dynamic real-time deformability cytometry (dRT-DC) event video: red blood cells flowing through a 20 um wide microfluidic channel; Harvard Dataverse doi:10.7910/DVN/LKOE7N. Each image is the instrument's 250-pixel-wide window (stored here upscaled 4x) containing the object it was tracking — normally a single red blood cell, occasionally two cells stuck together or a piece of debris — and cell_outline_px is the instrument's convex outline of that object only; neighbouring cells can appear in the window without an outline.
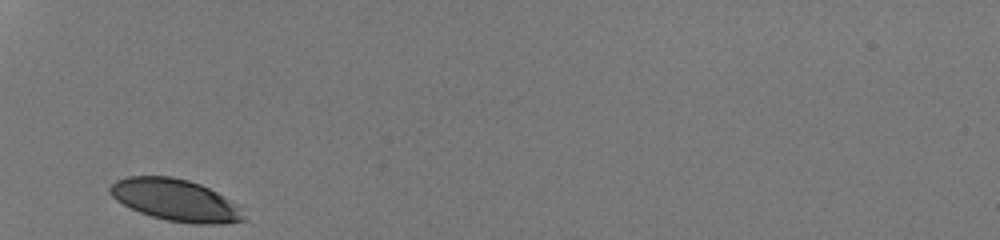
{"species": "human", "species_latin": "Homo sapiens", "temperature_condition": "room temperature", "stored_images_in_passage": 25, "camera_frame_rate_fps": 3000, "um_per_image_px": 0.085, "donor": {"sex": "male"}, "frame": {"image": 1, "passage_image": 1, "time_ms": 0.0, "image_size_px": [1000, 240], "cell_outline_px": [[248, 220], [224, 224], [196, 224], [168, 220], [152, 216], [140, 212], [116, 200], [108, 192], [108, 188], [116, 180], [128, 176], [172, 176], [188, 180], [200, 184], [216, 192], [236, 204]], "centroid_in_image_um": [14.92, 17.01], "position_along_channel_um": 70.1, "area_um2": 32.43}}
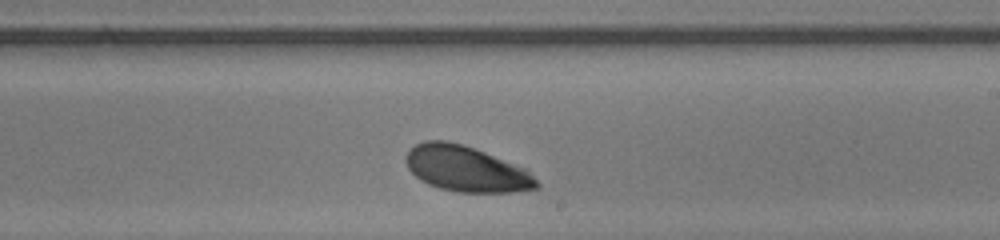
{"frame": {"image": 2, "passage_image": 15, "time_ms": 4.667, "image_size_px": [1000, 240], "cell_outline_px": [[540, 184], [536, 188], [512, 192], [460, 192], [440, 188], [428, 184], [420, 180], [408, 168], [404, 160], [404, 156], [416, 144], [424, 140], [448, 140], [484, 152], [528, 168]], "centroid_in_image_um": [39.63, 14.35], "position_along_channel_um": 249.4, "area_um2": 34.8}}
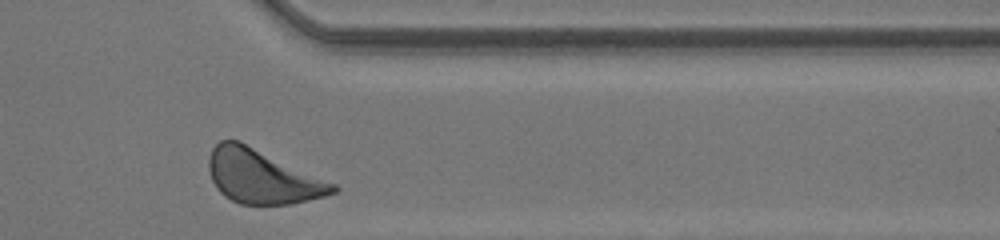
{"frame": {"image": 3, "passage_image": 25, "time_ms": 8.0, "image_size_px": [1000, 240], "cell_outline_px": [[340, 188], [336, 192], [324, 196], [292, 204], [240, 204], [224, 196], [216, 188], [212, 180], [208, 168], [208, 156], [212, 148], [220, 140], [240, 140], [336, 184]], "centroid_in_image_um": [22.27, 15.0], "position_along_channel_um": 389.1, "area_um2": 39.07}, "authors_computed_cell_mechanics": {"area_um2": 34.5644, "velocity_mm_per_s": 4.1801, "shape_relaxation_time_tau1_ms": 1.2687, "shape_relaxation_time_tau2_ms": null, "deformation_change_tau1": 0.104, "deformation_change_tau2": null}}